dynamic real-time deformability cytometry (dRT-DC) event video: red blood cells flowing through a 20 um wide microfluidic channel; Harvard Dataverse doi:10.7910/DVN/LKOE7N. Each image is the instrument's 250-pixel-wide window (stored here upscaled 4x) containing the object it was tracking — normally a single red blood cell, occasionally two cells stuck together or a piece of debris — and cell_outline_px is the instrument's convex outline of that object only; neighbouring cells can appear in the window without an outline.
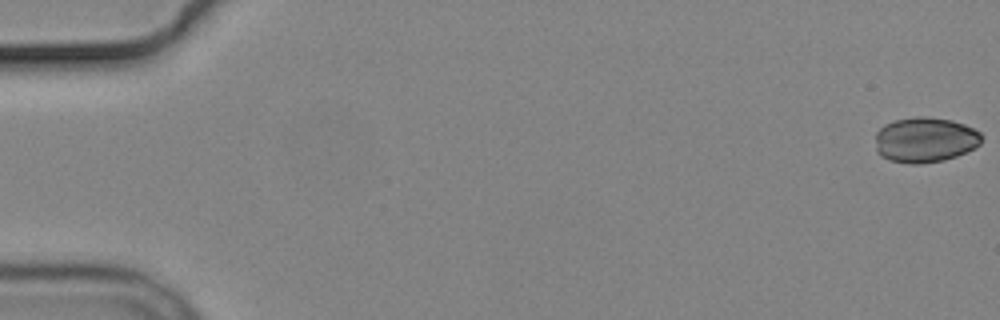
{"species": "common noctule bat (a hibernating species)", "species_latin": "Nyctalus noctula", "temperature_condition": "cold", "stored_images_in_passage": 6, "camera_frame_rate_fps": 3000, "um_per_image_px": 0.085, "animal": {"sex": "male", "body_mass_g": 19.2, "forearm_length_mm": 51.8}, "frame": {"image": 1, "passage_image": 1, "time_ms": 0.0, "image_size_px": [1000, 320], "cell_outline_px": [[984, 136], [980, 144], [956, 156], [944, 160], [920, 164], [908, 164], [888, 160], [880, 156], [876, 152], [876, 132], [884, 124], [896, 120], [916, 116], [928, 116], [952, 120], [964, 124], [980, 132]], "centroid_in_image_um": [78.61, 11.88], "position_along_channel_um": 6.4, "area_um2": 28.26}}
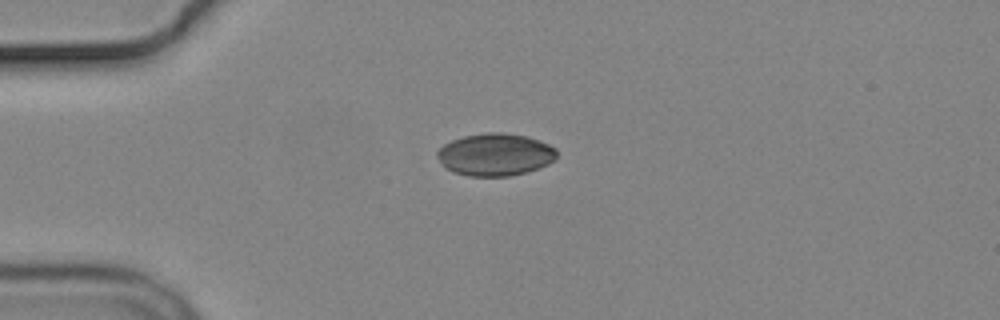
{"frame": {"image": 2, "passage_image": 5, "time_ms": 4.667, "image_size_px": [1000, 320], "cell_outline_px": [[556, 160], [548, 164], [528, 172], [508, 176], [468, 176], [452, 172], [444, 168], [436, 156], [436, 152], [444, 144], [452, 140], [464, 136], [488, 132], [500, 132], [528, 136], [548, 144], [556, 148]], "centroid_in_image_um": [42.08, 13.14], "position_along_channel_um": 42.9, "area_um2": 29.77}}